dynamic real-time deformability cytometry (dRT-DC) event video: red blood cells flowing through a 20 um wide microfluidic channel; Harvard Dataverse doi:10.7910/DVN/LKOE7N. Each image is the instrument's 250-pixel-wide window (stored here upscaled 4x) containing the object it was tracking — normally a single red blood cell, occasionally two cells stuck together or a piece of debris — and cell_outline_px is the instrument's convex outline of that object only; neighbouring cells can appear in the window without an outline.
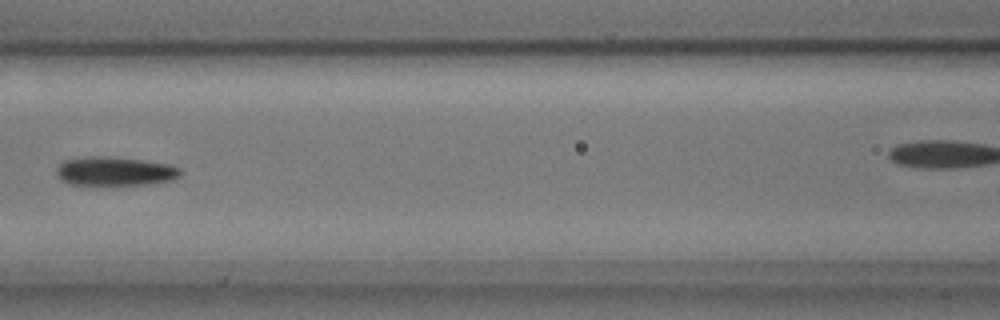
{"species": "common noctule bat (a hibernating species)", "species_latin": "Nyctalus noctula", "temperature_condition": "cold", "stored_images_in_passage": 13, "camera_frame_rate_fps": 3000, "um_per_image_px": 0.085, "animal": {"sex": "male", "body_mass_g": 17.9, "forearm_length_mm": 54.2}, "frame": {"image": 1, "passage_image": 4, "time_ms": 1.0, "image_size_px": [1000, 320], "cell_outline_px": [[184, 172], [180, 176], [172, 180], [148, 184], [100, 188], [68, 184], [60, 180], [56, 176], [56, 168], [64, 160], [84, 156], [108, 156], [140, 160], [168, 164], [180, 168]], "centroid_in_image_um": [9.7, 14.61], "position_along_channel_um": 156.9, "area_um2": 22.08}}
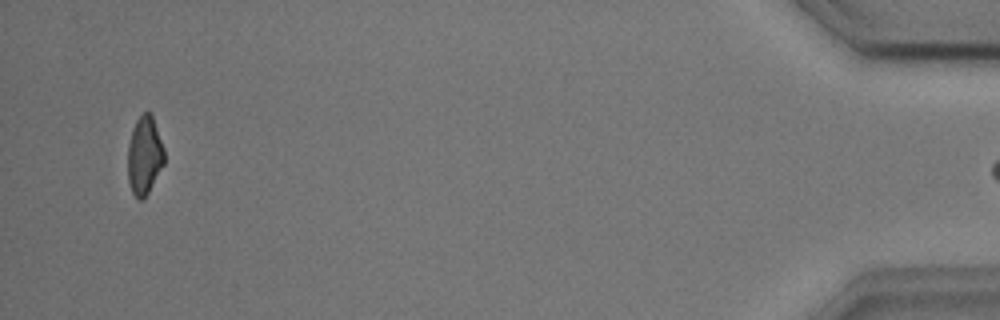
{"frame": {"image": 2, "passage_image": 13, "time_ms": 4.0, "image_size_px": [1000, 320], "cell_outline_px": [[164, 164], [148, 192], [140, 200], [132, 192], [128, 180], [128, 144], [132, 128], [136, 120], [144, 112], [148, 112], [152, 116], [164, 148]], "centroid_in_image_um": [12.27, 13.2], "position_along_channel_um": 422.9, "area_um2": 16.42}}